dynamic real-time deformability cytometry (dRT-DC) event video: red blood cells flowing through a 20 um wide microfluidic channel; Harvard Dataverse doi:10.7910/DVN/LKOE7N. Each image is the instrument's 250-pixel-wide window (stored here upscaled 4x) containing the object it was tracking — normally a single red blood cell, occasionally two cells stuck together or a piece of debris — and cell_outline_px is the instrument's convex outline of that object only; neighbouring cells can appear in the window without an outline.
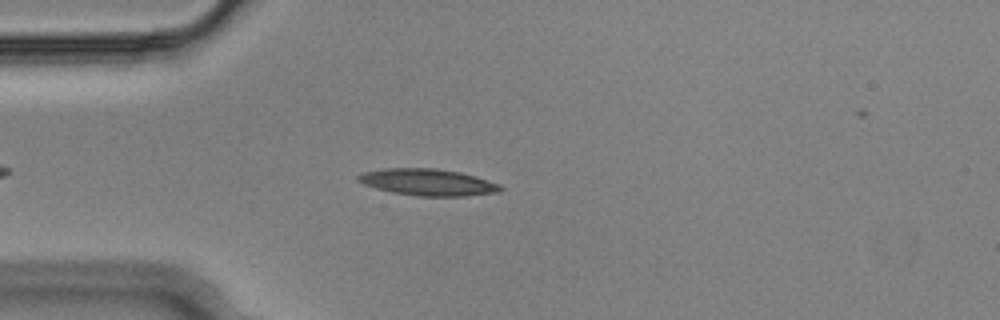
{"species": "Egyptian fruit bat (a non-hibernating species)", "species_latin": "Rousettus aegyptiacus", "temperature_condition": "cold", "stored_images_in_passage": 45, "camera_frame_rate_fps": 3000, "um_per_image_px": 0.085, "animal": {"sex": "male"}, "frame": {"image": 1, "passage_image": 8, "time_ms": 2.333, "image_size_px": [1000, 320], "cell_outline_px": [[504, 188], [500, 192], [468, 196], [416, 196], [392, 192], [376, 188], [364, 184], [356, 180], [356, 176], [364, 172], [384, 168], [436, 168], [460, 172], [476, 176], [500, 184]], "centroid_in_image_um": [36.39, 15.49], "position_along_channel_um": 48.6, "area_um2": 22.31}}
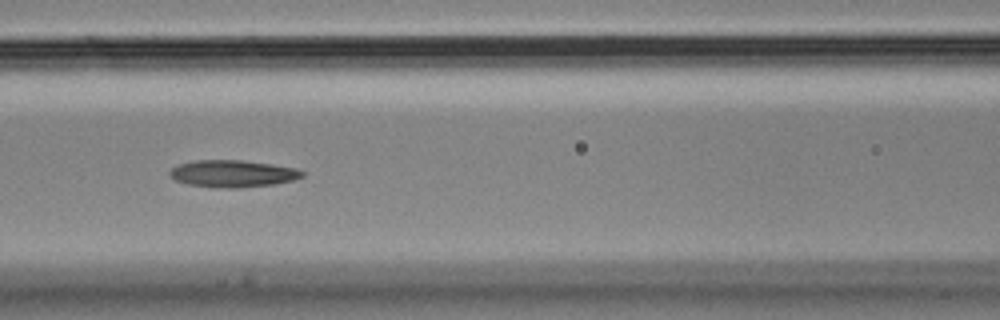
{"frame": {"image": 2, "passage_image": 17, "time_ms": 5.333, "image_size_px": [1000, 320], "cell_outline_px": [[304, 176], [292, 180], [276, 184], [240, 188], [216, 188], [188, 184], [176, 180], [168, 172], [176, 164], [192, 160], [240, 160], [296, 168], [304, 172]], "centroid_in_image_um": [19.75, 14.76], "position_along_channel_um": 146.8, "area_um2": 20.92}}
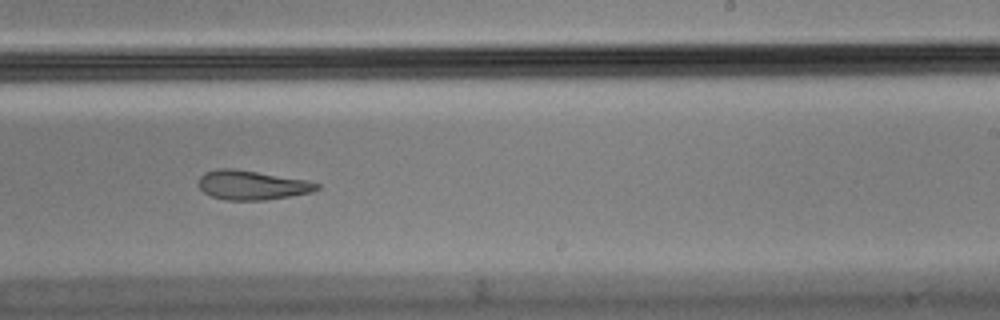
{"frame": {"image": 3, "passage_image": 27, "time_ms": 8.667, "image_size_px": [1000, 320], "cell_outline_px": [[320, 188], [312, 192], [264, 200], [224, 200], [212, 196], [204, 192], [200, 188], [200, 176], [204, 172], [216, 168], [232, 168], [308, 180], [320, 184]], "centroid_in_image_um": [21.42, 15.73], "position_along_channel_um": 267.6, "area_um2": 20.11}}